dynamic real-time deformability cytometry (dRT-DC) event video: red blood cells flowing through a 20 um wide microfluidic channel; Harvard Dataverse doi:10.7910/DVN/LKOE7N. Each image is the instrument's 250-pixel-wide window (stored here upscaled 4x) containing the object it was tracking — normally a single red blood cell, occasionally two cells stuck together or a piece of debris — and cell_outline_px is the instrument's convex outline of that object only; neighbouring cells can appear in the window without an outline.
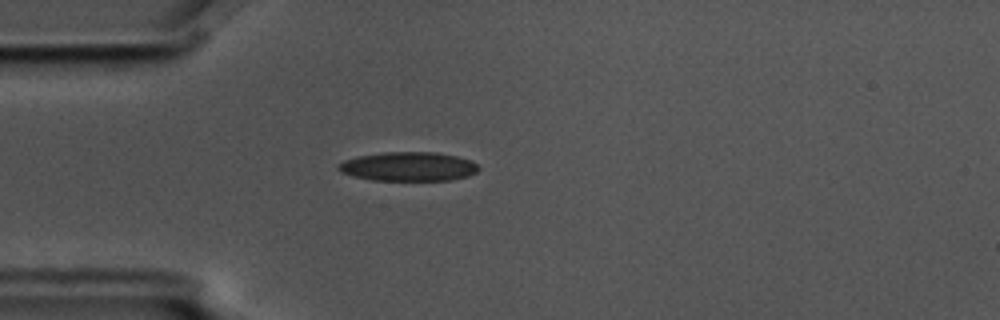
{"species": "common noctule bat (a hibernating species)", "species_latin": "Nyctalus noctula", "temperature_condition": "cold", "stored_images_in_passage": 42, "camera_frame_rate_fps": 3000, "um_per_image_px": 0.085, "animal": {"sex": "male", "body_mass_g": 17.5, "forearm_length_mm": 52.3}, "frame": {"image": 1, "passage_image": 1, "time_ms": 0.0, "image_size_px": [1000, 320], "cell_outline_px": [[480, 168], [476, 172], [468, 176], [452, 180], [372, 180], [352, 176], [340, 172], [336, 168], [344, 160], [360, 156], [384, 152], [436, 152], [456, 156], [472, 160]], "centroid_in_image_um": [34.73, 14.16], "position_along_channel_um": 50.3, "area_um2": 23.76}}
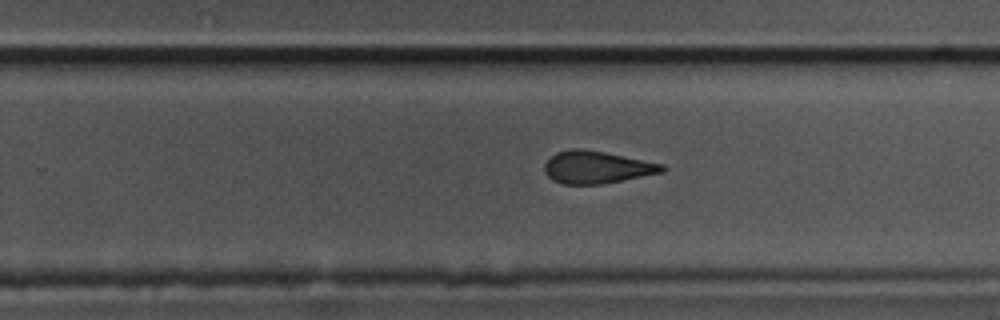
{"frame": {"image": 2, "passage_image": 21, "time_ms": 6.667, "image_size_px": [1000, 320], "cell_outline_px": [[664, 172], [600, 184], [560, 184], [552, 180], [544, 172], [544, 164], [556, 152], [572, 148], [580, 148], [604, 152], [664, 164]], "centroid_in_image_um": [50.68, 14.21], "position_along_channel_um": 279.1, "area_um2": 22.08}}
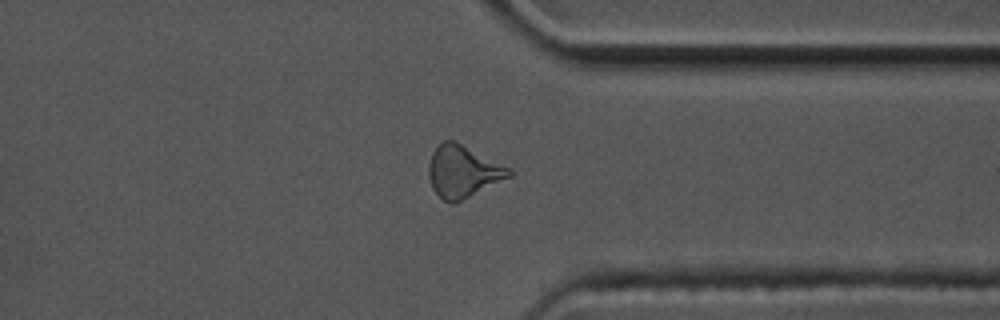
{"frame": {"image": 3, "passage_image": 29, "time_ms": 9.333, "image_size_px": [1000, 320], "cell_outline_px": [[512, 176], [456, 204], [448, 204], [432, 188], [428, 176], [428, 164], [432, 152], [444, 140], [452, 140], [512, 168]], "centroid_in_image_um": [39.36, 14.61], "position_along_channel_um": 372.0, "area_um2": 24.51}, "authors_computed_cell_mechanics": {"area_um2": 23.5824, "velocity_mm_per_s": 3.5772, "shape_relaxation_time_tau1_ms": 4.5039, "shape_relaxation_time_tau2_ms": 3.4006, "deformation_change_tau1": 0.1251, "deformation_change_tau2": 0.1185}}